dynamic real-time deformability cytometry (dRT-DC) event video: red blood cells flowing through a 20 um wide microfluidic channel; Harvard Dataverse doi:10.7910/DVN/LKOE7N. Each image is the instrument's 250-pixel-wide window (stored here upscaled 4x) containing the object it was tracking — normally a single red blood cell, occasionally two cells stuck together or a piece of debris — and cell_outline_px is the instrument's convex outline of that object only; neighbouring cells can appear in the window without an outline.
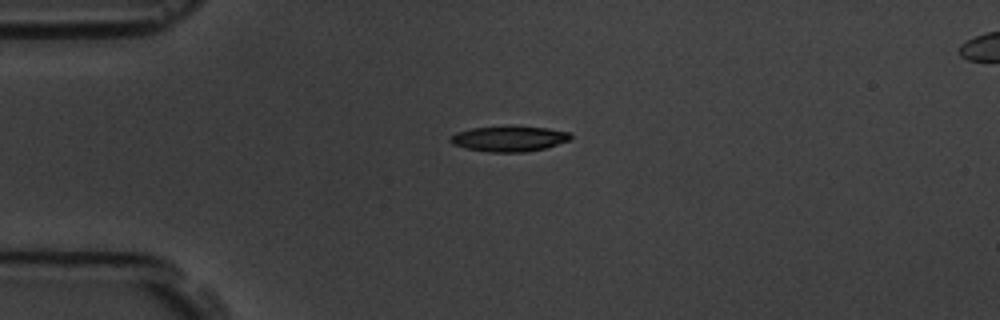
{"species": "common noctule bat (a hibernating species)", "species_latin": "Nyctalus noctula", "temperature_condition": "room temperature", "stored_images_in_passage": 45, "camera_frame_rate_fps": 3000, "um_per_image_px": 0.085, "animal": {"sex": "male", "body_mass_g": 19.5, "forearm_length_mm": 54.6}, "frame": {"image": 1, "passage_image": 1, "time_ms": 0.0, "image_size_px": [1000, 320], "cell_outline_px": [[572, 136], [568, 140], [544, 148], [524, 152], [488, 152], [464, 148], [452, 144], [448, 140], [448, 136], [456, 132], [472, 128], [508, 124], [548, 128], [568, 132]], "centroid_in_image_um": [43.19, 11.76], "position_along_channel_um": 41.8, "area_um2": 18.32}}
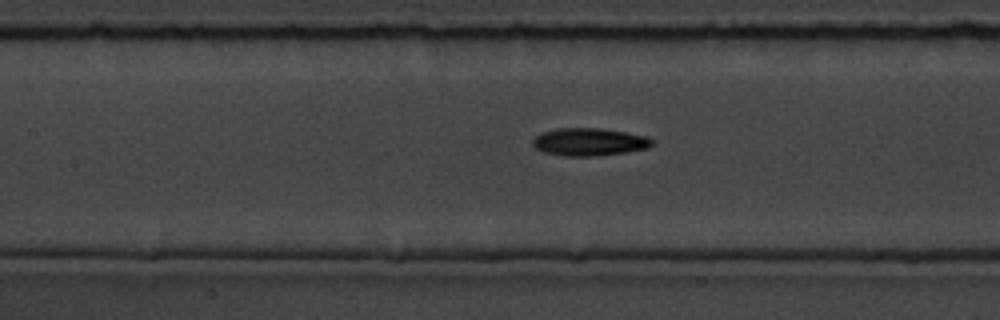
{"frame": {"image": 2, "passage_image": 13, "time_ms": 4.0, "image_size_px": [1000, 320], "cell_outline_px": [[652, 144], [648, 148], [628, 152], [596, 156], [568, 156], [544, 152], [536, 148], [532, 144], [532, 140], [536, 136], [544, 132], [556, 128], [600, 128], [648, 136], [652, 140]], "centroid_in_image_um": [50.1, 12.06], "position_along_channel_um": 157.3, "area_um2": 19.19}}
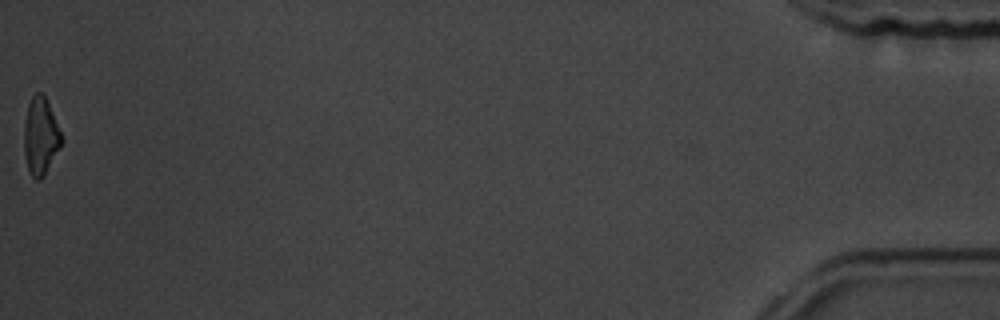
{"frame": {"image": 3, "passage_image": 45, "time_ms": 14.667, "image_size_px": [1000, 320], "cell_outline_px": [[64, 140], [60, 148], [44, 176], [40, 180], [36, 180], [32, 176], [28, 168], [24, 152], [24, 124], [28, 104], [32, 96], [36, 92], [40, 92], [44, 96], [48, 104]], "centroid_in_image_um": [3.45, 11.6], "position_along_channel_um": 431.8, "area_um2": 16.7}, "authors_computed_cell_mechanics": {"area_um2": 18.207, "velocity_mm_per_s": 3.5283, "shape_relaxation_time_tau1_ms": 2.9023, "shape_relaxation_time_tau2_ms": 10.2781, "deformation_change_tau1": 0.1698, "deformation_change_tau2": 0.2031}}